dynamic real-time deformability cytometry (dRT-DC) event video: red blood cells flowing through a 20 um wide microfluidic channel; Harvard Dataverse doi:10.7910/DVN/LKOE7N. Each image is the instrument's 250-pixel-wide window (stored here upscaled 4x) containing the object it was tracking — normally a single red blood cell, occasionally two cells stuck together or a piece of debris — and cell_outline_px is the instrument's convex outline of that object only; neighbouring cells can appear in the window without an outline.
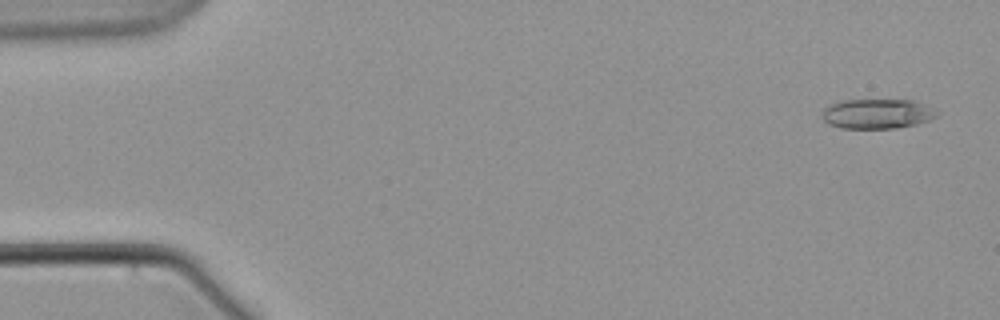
{"species": "common noctule bat (a hibernating species)", "species_latin": "Nyctalus noctula", "temperature_condition": "warm", "stored_images_in_passage": 4, "camera_frame_rate_fps": 3000, "um_per_image_px": 0.085, "animal": {"sex": "male", "body_mass_g": 21.5, "forearm_length_mm": 52.0}, "frame": {"image": 1, "passage_image": 1, "time_ms": 0.0, "image_size_px": [1000, 320], "cell_outline_px": [[940, 112], [936, 116], [928, 120], [916, 124], [896, 128], [840, 128], [828, 124], [820, 116], [824, 108], [832, 104], [844, 100], [916, 100]], "centroid_in_image_um": [74.55, 9.67], "position_along_channel_um": 10.4, "area_um2": 19.94}}